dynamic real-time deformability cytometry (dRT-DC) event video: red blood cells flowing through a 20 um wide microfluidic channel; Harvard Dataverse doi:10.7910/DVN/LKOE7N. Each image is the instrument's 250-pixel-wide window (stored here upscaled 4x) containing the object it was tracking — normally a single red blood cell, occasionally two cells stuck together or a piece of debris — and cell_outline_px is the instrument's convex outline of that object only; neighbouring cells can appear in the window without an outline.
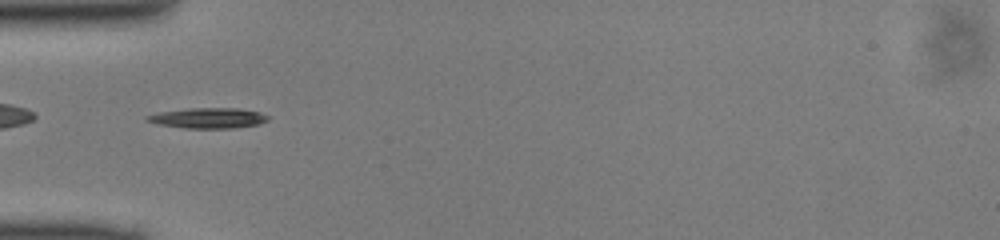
{"species": "common noctule bat (a hibernating species)", "species_latin": "Nyctalus noctula", "temperature_condition": "cold", "stored_images_in_passage": 49, "segment_of_instrument_passage": [2, 2], "camera_frame_rate_fps": 3000, "um_per_image_px": 0.085, "animal": {"sex": "male", "body_mass_g": 13.0, "forearm_length_mm": 53.1}, "frame": {"image": 1, "passage_image": 16, "time_ms": 5.0, "image_size_px": [1000, 240], "cell_outline_px": [[268, 120], [260, 124], [232, 128], [184, 128], [160, 124], [144, 120], [144, 116], [160, 112], [188, 108], [240, 108], [260, 112], [268, 116]], "centroid_in_image_um": [17.7, 10.03], "position_along_channel_um": 67.3, "area_um2": 14.39}}
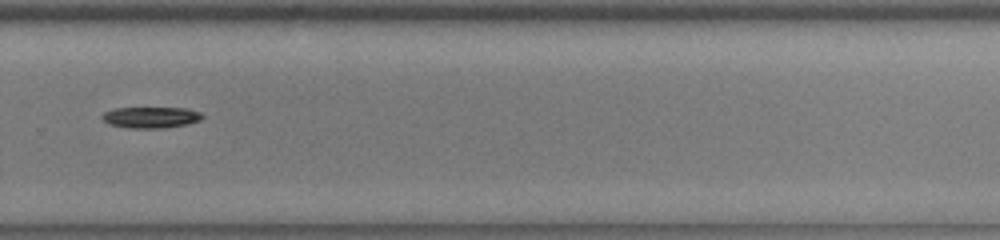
{"frame": {"image": 2, "passage_image": 34, "time_ms": 11.0, "image_size_px": [1000, 240], "cell_outline_px": [[204, 116], [200, 120], [188, 124], [160, 128], [128, 128], [108, 124], [100, 116], [104, 112], [116, 108], [188, 108], [200, 112]], "centroid_in_image_um": [12.82, 9.97], "position_along_channel_um": 317.0, "area_um2": 12.37}}
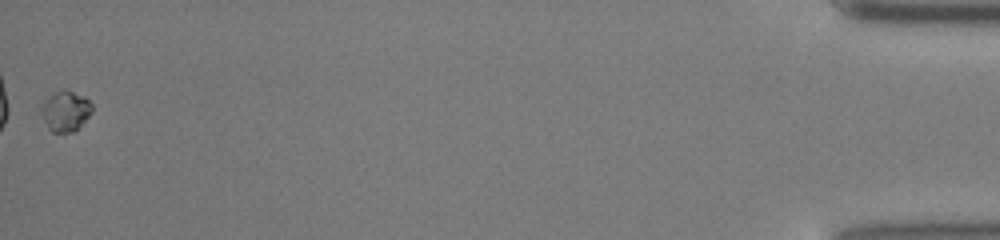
{"frame": {"image": 3, "passage_image": 49, "time_ms": 16.0, "image_size_px": [1000, 240], "cell_outline_px": [[92, 112], [72, 132], [52, 132], [48, 128], [40, 112], [40, 108], [56, 92], [64, 88], [68, 88], [84, 96], [92, 104]], "centroid_in_image_um": [5.58, 9.42], "position_along_channel_um": 429.6, "area_um2": 11.68}}